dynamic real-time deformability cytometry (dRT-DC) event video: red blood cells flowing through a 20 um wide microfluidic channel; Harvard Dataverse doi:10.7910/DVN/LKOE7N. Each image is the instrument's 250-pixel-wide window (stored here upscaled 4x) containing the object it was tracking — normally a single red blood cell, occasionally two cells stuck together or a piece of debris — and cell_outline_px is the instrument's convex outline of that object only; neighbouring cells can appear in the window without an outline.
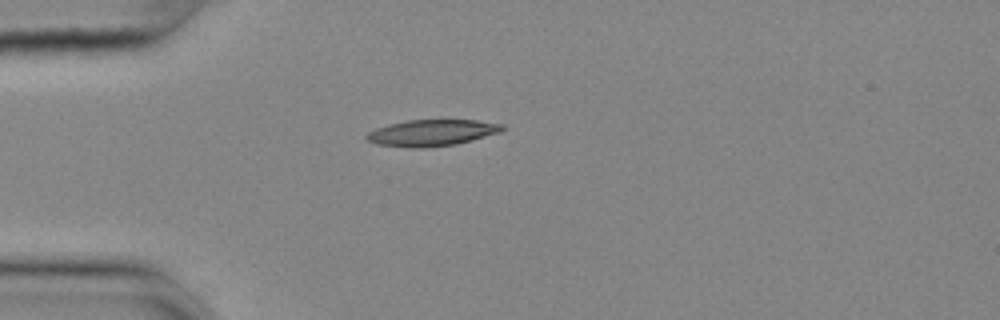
{"species": "common noctule bat (a hibernating species)", "species_latin": "Nyctalus noctula", "temperature_condition": "cold", "stored_images_in_passage": 41, "camera_frame_rate_fps": 3000, "um_per_image_px": 0.085, "animal": {"sex": "female", "body_mass_g": 25.1}, "frame": {"image": 1, "passage_image": 1, "time_ms": 0.0, "image_size_px": [1000, 320], "cell_outline_px": [[504, 128], [500, 132], [456, 144], [424, 148], [408, 148], [376, 144], [368, 140], [364, 136], [368, 132], [376, 128], [408, 120], [476, 120], [504, 124]], "centroid_in_image_um": [36.69, 11.29], "position_along_channel_um": 48.3, "area_um2": 20.75}}
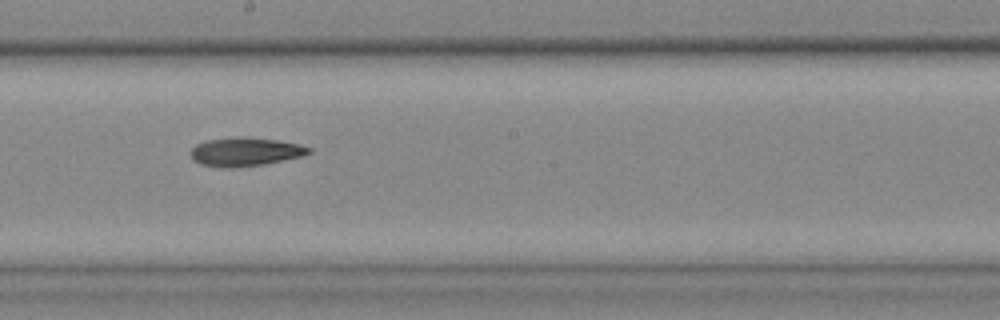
{"frame": {"image": 2, "passage_image": 17, "time_ms": 5.333, "image_size_px": [1000, 320], "cell_outline_px": [[312, 152], [304, 156], [264, 164], [228, 168], [200, 164], [192, 160], [192, 148], [196, 144], [208, 140], [240, 136], [244, 136], [280, 140], [300, 144], [312, 148]], "centroid_in_image_um": [20.9, 12.89], "position_along_channel_um": 227.3, "area_um2": 19.83}}
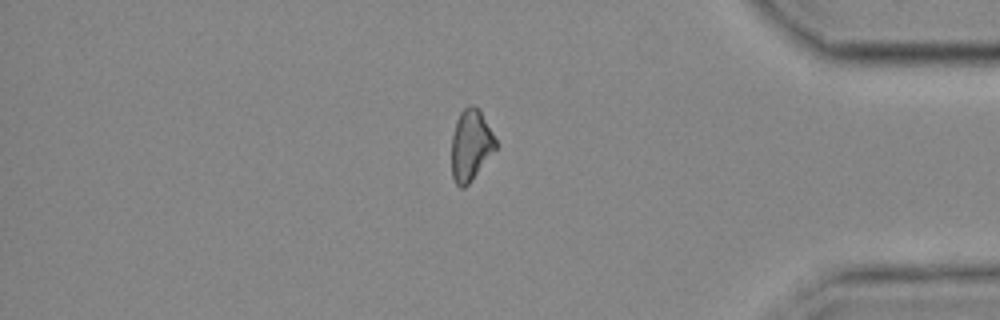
{"frame": {"image": 3, "passage_image": 33, "time_ms": 10.667, "image_size_px": [1000, 320], "cell_outline_px": [[496, 148], [472, 180], [464, 188], [460, 188], [456, 184], [452, 176], [452, 136], [456, 120], [460, 112], [468, 104], [472, 104], [480, 108], [496, 140]], "centroid_in_image_um": [40.01, 12.31], "position_along_channel_um": 395.2, "area_um2": 18.32}, "authors_computed_cell_mechanics": {"area_um2": 19.074, "velocity_mm_per_s": 3.6527, "shape_relaxation_time_tau1_ms": 8.7041, "shape_relaxation_time_tau2_ms": 11.063, "deformation_change_tau1": 0.1695, "deformation_change_tau2": 0.2116}}